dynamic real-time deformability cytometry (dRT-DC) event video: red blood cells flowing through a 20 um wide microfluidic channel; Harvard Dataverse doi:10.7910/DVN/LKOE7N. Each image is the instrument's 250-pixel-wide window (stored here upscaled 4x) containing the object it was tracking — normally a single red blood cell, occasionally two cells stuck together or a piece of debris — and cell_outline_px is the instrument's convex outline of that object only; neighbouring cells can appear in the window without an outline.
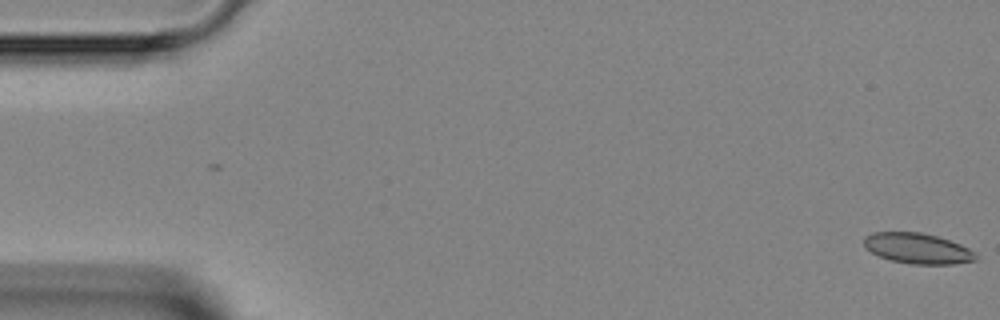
{"species": "Egyptian fruit bat (a non-hibernating species)", "species_latin": "Rousettus aegyptiacus", "temperature_condition": "room temperature", "stored_images_in_passage": 2, "camera_frame_rate_fps": 3000, "um_per_image_px": 0.085, "animal": {"sex": "female"}, "frame": {"image": 1, "passage_image": 2, "time_ms": 0.333, "image_size_px": [1000, 320], "cell_outline_px": [[976, 260], [952, 264], [912, 264], [892, 260], [880, 256], [872, 252], [864, 244], [864, 236], [872, 232], [920, 232], [936, 236], [960, 244], [976, 252]], "centroid_in_image_um": [78.0, 21.11], "position_along_channel_um": 7.0, "area_um2": 19.65}}